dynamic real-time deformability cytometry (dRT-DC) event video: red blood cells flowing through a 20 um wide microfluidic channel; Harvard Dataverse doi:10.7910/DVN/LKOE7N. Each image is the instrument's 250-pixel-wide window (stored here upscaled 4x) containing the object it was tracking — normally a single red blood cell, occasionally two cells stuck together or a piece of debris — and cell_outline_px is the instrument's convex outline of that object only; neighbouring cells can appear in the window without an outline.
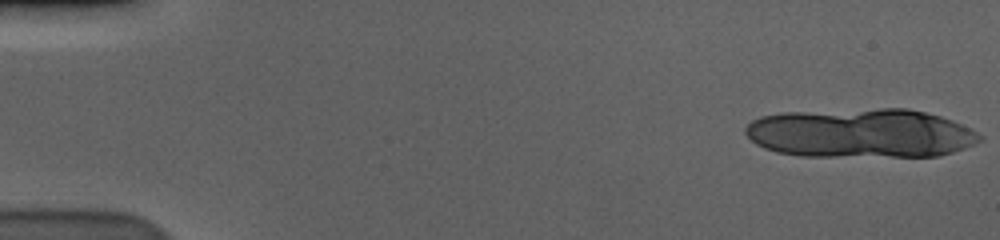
{"species": "human", "species_latin": "Homo sapiens", "temperature_condition": "cold", "stored_images_in_passage": 14, "camera_frame_rate_fps": 3000, "um_per_image_px": 0.085, "donor": {"sex": "male"}, "frame": {"image": 1, "passage_image": 1, "time_ms": 0.0, "image_size_px": [1000, 240], "cell_outline_px": [[984, 136], [980, 140], [972, 144], [952, 152], [936, 156], [800, 156], [776, 152], [764, 148], [756, 144], [744, 132], [744, 128], [752, 120], [760, 116], [780, 112], [880, 108], [908, 108], [940, 116], [952, 120]], "centroid_in_image_um": [73.1, 11.31], "position_along_channel_um": 11.9, "area_um2": 67.28}}